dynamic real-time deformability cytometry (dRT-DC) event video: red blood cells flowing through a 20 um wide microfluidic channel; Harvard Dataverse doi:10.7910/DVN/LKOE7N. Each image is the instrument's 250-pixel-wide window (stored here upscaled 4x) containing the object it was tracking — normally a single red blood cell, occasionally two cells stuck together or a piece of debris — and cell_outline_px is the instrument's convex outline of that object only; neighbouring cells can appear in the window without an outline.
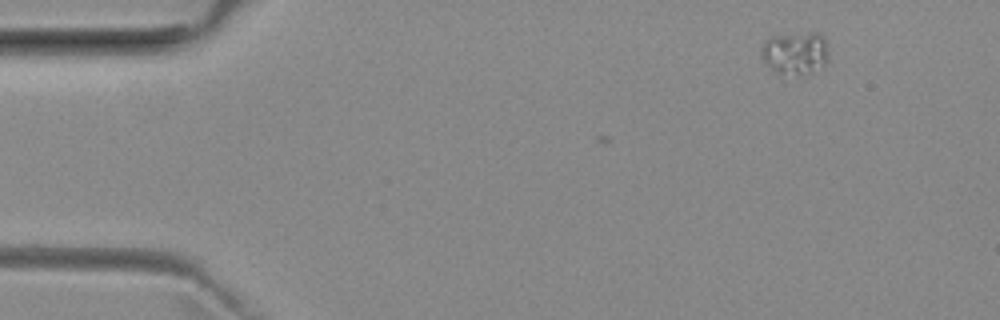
{"species": "common noctule bat (a hibernating species)", "species_latin": "Nyctalus noctula", "temperature_condition": "room temperature", "stored_images_in_passage": 3, "camera_frame_rate_fps": 3000, "um_per_image_px": 0.085, "animal": {"sex": "female", "body_mass_g": 29.2, "forearm_length_mm": 56.3}, "frame": {"image": 1, "passage_image": 1, "time_ms": 0.0, "image_size_px": [1000, 320], "cell_outline_px": [[828, 60], [824, 64], [812, 72], [776, 72], [768, 68], [764, 64], [760, 56], [760, 48], [764, 40], [768, 36], [812, 32], [820, 32], [828, 40]], "centroid_in_image_um": [67.57, 4.44], "position_along_channel_um": 17.4, "area_um2": 16.99}}